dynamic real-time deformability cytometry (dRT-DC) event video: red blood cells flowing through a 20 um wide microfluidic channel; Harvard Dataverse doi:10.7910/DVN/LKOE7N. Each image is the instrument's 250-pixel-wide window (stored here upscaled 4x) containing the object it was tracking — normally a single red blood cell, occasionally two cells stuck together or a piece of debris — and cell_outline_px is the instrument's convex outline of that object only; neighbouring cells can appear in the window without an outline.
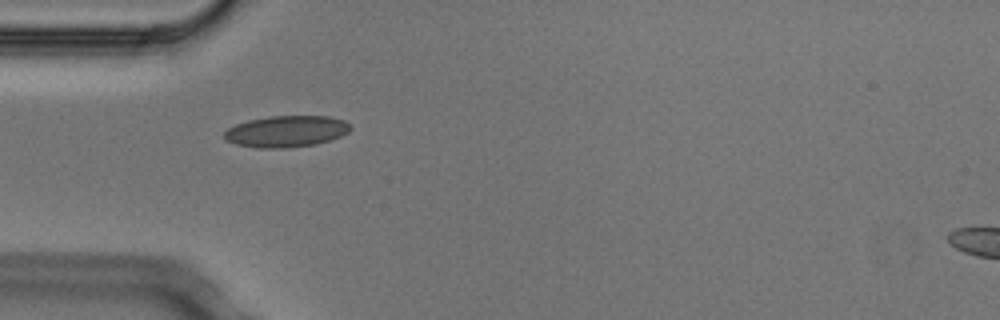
{"species": "Egyptian fruit bat (a non-hibernating species)", "species_latin": "Rousettus aegyptiacus", "temperature_condition": "cold", "stored_images_in_passage": 1, "camera_frame_rate_fps": 3000, "um_per_image_px": 0.085, "animal": {"sex": "male"}, "frame": {"image": 1, "passage_image": 1, "time_ms": 0.0, "image_size_px": [1000, 320], "cell_outline_px": [[352, 128], [348, 132], [340, 136], [316, 144], [288, 148], [256, 148], [236, 144], [224, 140], [224, 132], [228, 128], [236, 124], [248, 120], [268, 116], [328, 116], [344, 120]], "centroid_in_image_um": [24.3, 11.17], "position_along_channel_um": 60.7, "area_um2": 23.18}}